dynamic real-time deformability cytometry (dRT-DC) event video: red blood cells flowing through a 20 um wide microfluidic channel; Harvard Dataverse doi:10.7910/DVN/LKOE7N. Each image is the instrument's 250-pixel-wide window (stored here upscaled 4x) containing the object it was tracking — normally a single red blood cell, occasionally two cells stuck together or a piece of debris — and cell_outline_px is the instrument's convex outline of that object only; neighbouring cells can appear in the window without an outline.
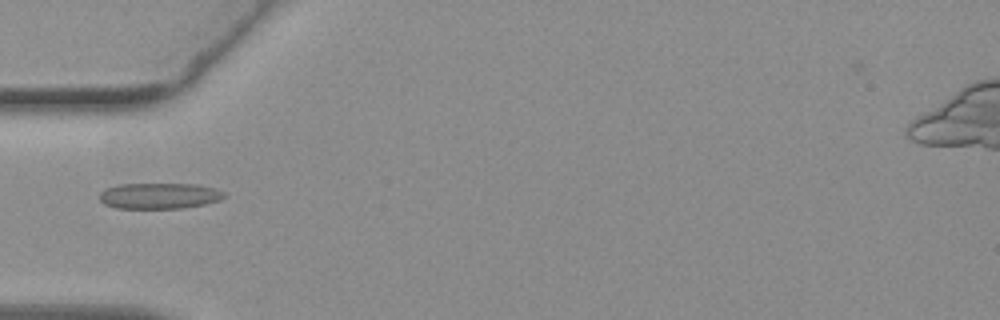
{"species": "common noctule bat (a hibernating species)", "species_latin": "Nyctalus noctula", "temperature_condition": "warm", "stored_images_in_passage": 13, "camera_frame_rate_fps": 3000, "um_per_image_px": 0.085, "animal": {"sex": "female", "body_mass_g": 19.3, "forearm_length_mm": 54.1}, "frame": {"image": 1, "passage_image": 1, "time_ms": 0.0, "image_size_px": [1000, 320], "cell_outline_px": [[228, 196], [220, 200], [204, 204], [180, 208], [116, 208], [104, 204], [100, 200], [100, 192], [104, 188], [120, 184], [196, 184], [216, 188], [224, 192]], "centroid_in_image_um": [13.55, 16.64], "position_along_channel_um": 71.4, "area_um2": 18.9}}
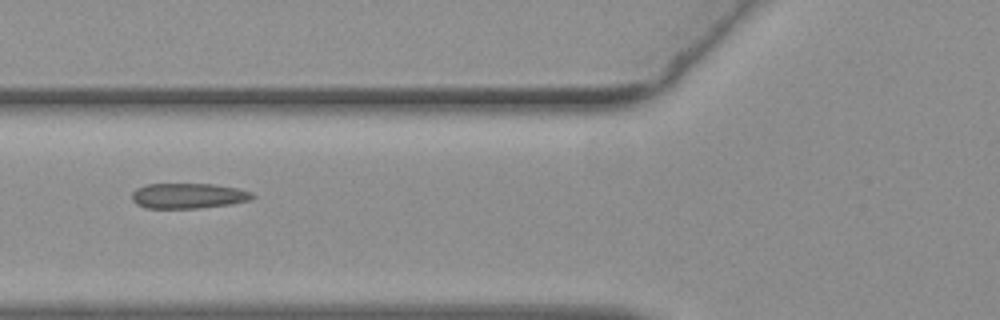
{"frame": {"image": 2, "passage_image": 4, "time_ms": 1.0, "image_size_px": [1000, 320], "cell_outline_px": [[256, 196], [252, 200], [232, 204], [196, 208], [144, 208], [136, 204], [132, 200], [132, 192], [136, 188], [148, 184], [212, 184], [236, 188], [252, 192]], "centroid_in_image_um": [16.01, 16.65], "position_along_channel_um": 109.8, "area_um2": 17.86}}